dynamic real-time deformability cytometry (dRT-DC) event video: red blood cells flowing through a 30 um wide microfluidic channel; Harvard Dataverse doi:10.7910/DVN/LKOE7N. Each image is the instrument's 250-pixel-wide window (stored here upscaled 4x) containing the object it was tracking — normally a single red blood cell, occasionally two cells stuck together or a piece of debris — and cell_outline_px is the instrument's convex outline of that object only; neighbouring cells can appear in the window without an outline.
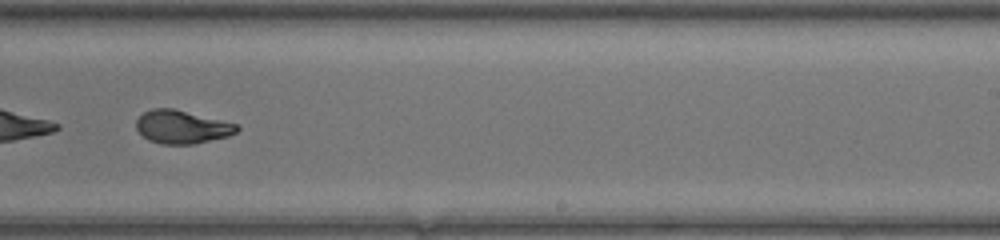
{"species": "common noctule bat (a hibernating species)", "species_latin": "Nyctalus noctula", "temperature_condition": "warm", "stored_images_in_passage": 36, "camera_frame_rate_fps": 3000, "um_per_image_px": 0.085, "animal": {"sex": "female", "body_mass_g": 17.0, "forearm_length_mm": 48.0}, "frame": {"image": 1, "passage_image": 21, "time_ms": 6.667, "image_size_px": [1000, 240], "cell_outline_px": [[240, 128], [236, 132], [228, 136], [192, 144], [160, 144], [148, 140], [136, 128], [136, 120], [144, 112], [152, 108], [172, 108], [236, 124]], "centroid_in_image_um": [15.43, 10.79], "position_along_channel_um": 273.6, "area_um2": 19.19}, "authors_computed_cell_mechanics": {"area_um2": 19.8254, "velocity_mm_per_s": 4.1597, "shape_relaxation_time_tau1_ms": 6.4613, "shape_relaxation_time_tau2_ms": 1.3085, "deformation_change_tau1": 0.2772, "deformation_change_tau2": 0.0697}}